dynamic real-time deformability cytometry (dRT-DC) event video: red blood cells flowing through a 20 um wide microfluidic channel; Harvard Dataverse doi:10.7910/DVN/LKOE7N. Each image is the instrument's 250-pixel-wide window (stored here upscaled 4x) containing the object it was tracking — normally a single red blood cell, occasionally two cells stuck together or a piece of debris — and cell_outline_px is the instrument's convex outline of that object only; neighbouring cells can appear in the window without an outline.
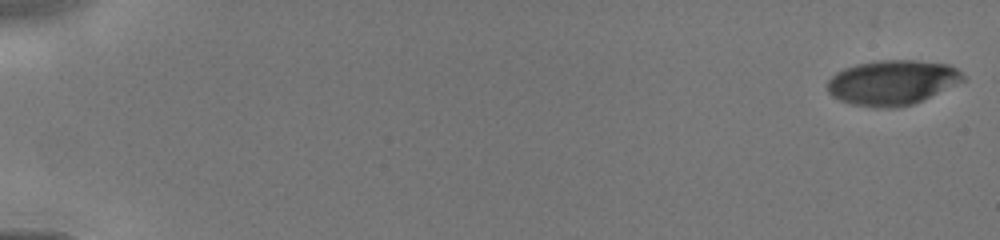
{"species": "human", "species_latin": "Homo sapiens", "temperature_condition": "cold", "stored_images_in_passage": 11, "camera_frame_rate_fps": 3000, "um_per_image_px": 0.085, "donor": {"sex": "male"}, "frame": {"image": 1, "passage_image": 1, "time_ms": 0.0, "image_size_px": [1000, 240], "cell_outline_px": [[968, 80], [912, 104], [896, 108], [876, 108], [852, 104], [840, 100], [832, 96], [828, 92], [828, 80], [836, 72], [844, 68], [856, 64], [876, 60], [912, 60], [948, 64], [956, 68]], "centroid_in_image_um": [75.85, 7.01], "position_along_channel_um": 9.2, "area_um2": 35.6}}
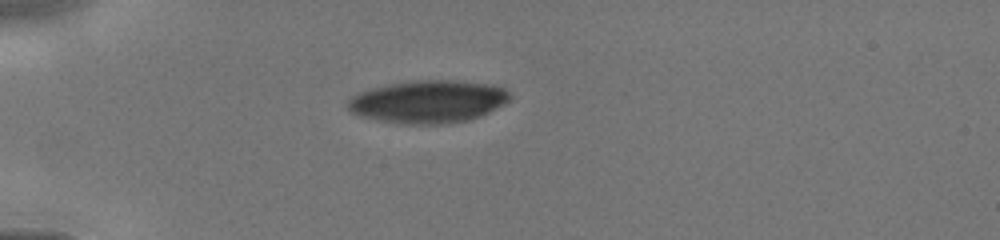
{"frame": {"image": 2, "passage_image": 10, "time_ms": 4.333, "image_size_px": [1000, 240], "cell_outline_px": [[512, 96], [504, 104], [480, 116], [468, 120], [440, 124], [404, 124], [380, 120], [360, 116], [348, 112], [348, 100], [352, 96], [360, 92], [372, 88], [388, 84], [416, 80], [452, 80], [488, 84], [504, 88]], "centroid_in_image_um": [36.37, 8.64], "position_along_channel_um": 48.6, "area_um2": 40.11}}